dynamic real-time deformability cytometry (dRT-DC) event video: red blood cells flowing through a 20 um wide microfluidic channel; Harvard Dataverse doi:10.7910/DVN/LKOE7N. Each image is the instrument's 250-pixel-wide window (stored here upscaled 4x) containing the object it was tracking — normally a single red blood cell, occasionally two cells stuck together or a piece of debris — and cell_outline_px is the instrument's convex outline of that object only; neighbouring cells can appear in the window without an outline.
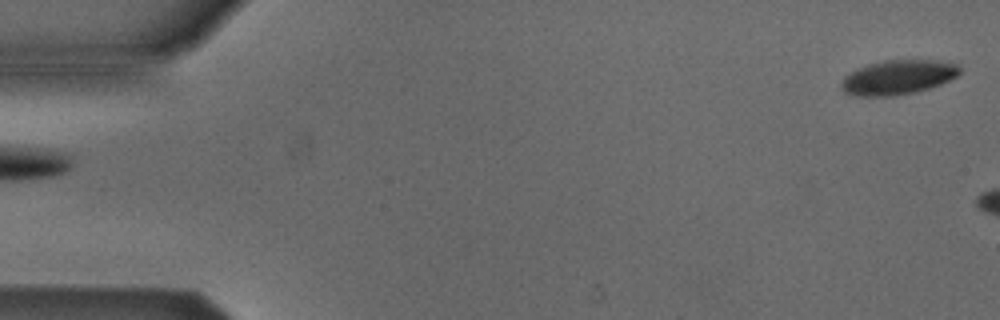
{"species": "Egyptian fruit bat (a non-hibernating species)", "species_latin": "Rousettus aegyptiacus", "temperature_condition": "cold", "stored_images_in_passage": 2, "camera_frame_rate_fps": 3000, "um_per_image_px": 0.085, "animal": {"sex": "male"}, "frame": {"image": 1, "passage_image": 2, "time_ms": 1.0, "image_size_px": [1000, 320], "cell_outline_px": [[960, 72], [956, 76], [940, 84], [916, 92], [892, 96], [856, 96], [844, 92], [840, 88], [840, 84], [844, 76], [868, 64], [884, 60], [932, 60], [956, 64], [960, 68]], "centroid_in_image_um": [76.29, 6.58], "position_along_channel_um": 8.7, "area_um2": 23.58}}